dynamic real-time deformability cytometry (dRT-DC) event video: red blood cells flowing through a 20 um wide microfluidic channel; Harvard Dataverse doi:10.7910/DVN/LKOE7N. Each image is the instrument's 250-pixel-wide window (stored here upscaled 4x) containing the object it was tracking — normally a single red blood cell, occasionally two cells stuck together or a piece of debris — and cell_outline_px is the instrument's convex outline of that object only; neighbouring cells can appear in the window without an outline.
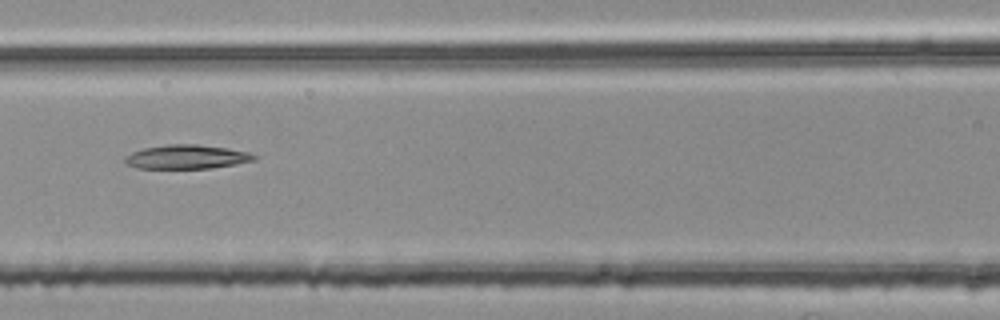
{"species": "common noctule bat (a hibernating species)", "species_latin": "Nyctalus noctula", "temperature_condition": "room temperature", "stored_images_in_passage": 54, "segment_of_instrument_passage": [2, 2], "camera_frame_rate_fps": 3000, "um_per_image_px": 0.085, "animal": {"sex": "female", "body_mass_g": 25.1}, "frame": {"image": 1, "passage_image": 24, "time_ms": 7.667, "image_size_px": [1000, 320], "cell_outline_px": [[256, 160], [236, 164], [212, 168], [136, 168], [128, 164], [124, 160], [124, 156], [132, 152], [144, 148], [168, 144], [196, 144], [228, 148], [248, 152], [256, 156]], "centroid_in_image_um": [15.87, 13.33], "position_along_channel_um": 150.7, "area_um2": 18.03}}
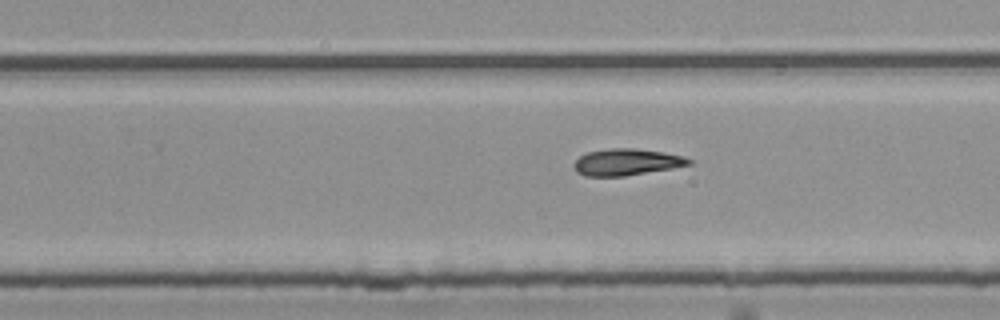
{"frame": {"image": 2, "passage_image": 34, "time_ms": 11.0, "image_size_px": [1000, 320], "cell_outline_px": [[692, 164], [672, 168], [624, 176], [584, 176], [576, 172], [572, 164], [580, 156], [588, 152], [612, 148], [636, 148], [664, 152], [684, 156], [692, 160]], "centroid_in_image_um": [53.26, 13.77], "position_along_channel_um": 276.5, "area_um2": 17.86}}
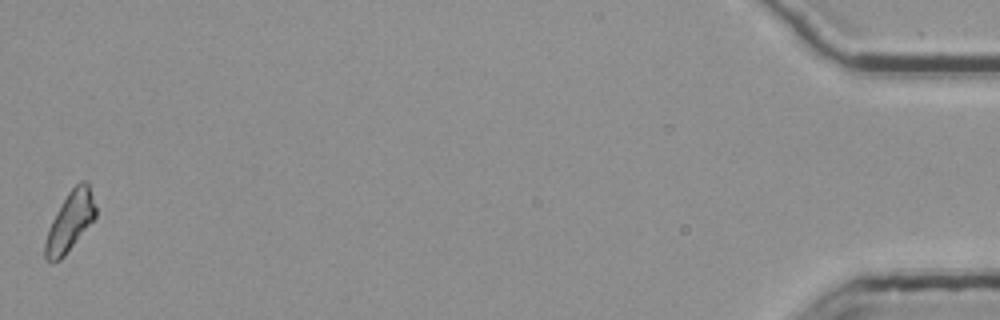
{"frame": {"image": 3, "passage_image": 54, "time_ms": 17.667, "image_size_px": [1000, 320], "cell_outline_px": [[96, 216], [64, 256], [60, 260], [44, 260], [44, 240], [48, 228], [56, 212], [68, 192], [80, 180], [84, 180], [88, 184], [96, 208]], "centroid_in_image_um": [5.92, 18.83], "position_along_channel_um": 429.3, "area_um2": 17.17}}